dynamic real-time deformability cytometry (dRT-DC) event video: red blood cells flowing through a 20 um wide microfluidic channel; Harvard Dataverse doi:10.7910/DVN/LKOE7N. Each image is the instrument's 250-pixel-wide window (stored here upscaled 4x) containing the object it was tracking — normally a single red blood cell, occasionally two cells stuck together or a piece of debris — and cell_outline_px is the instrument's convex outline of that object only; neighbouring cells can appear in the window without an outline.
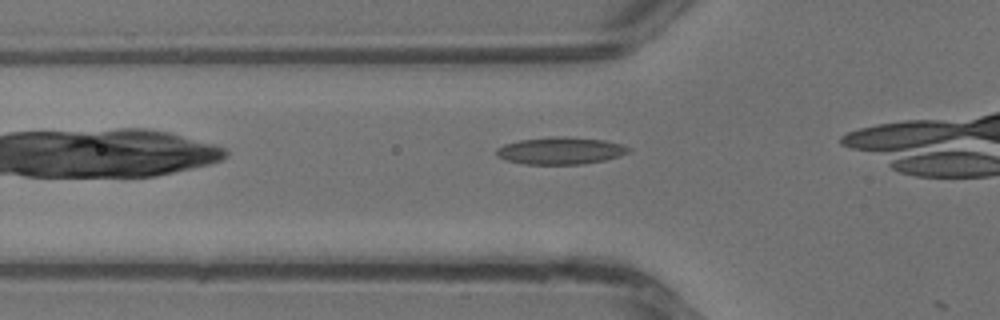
{"species": "common noctule bat (a hibernating species)", "species_latin": "Nyctalus noctula", "temperature_condition": "warm", "stored_images_in_passage": 3, "camera_frame_rate_fps": 3000, "um_per_image_px": 0.085, "animal": {"sex": "male", "body_mass_g": 13.3}, "frame": {"image": 1, "passage_image": 2, "time_ms": 0.333, "image_size_px": [1000, 320], "cell_outline_px": [[632, 148], [628, 152], [620, 156], [604, 160], [584, 164], [524, 164], [508, 160], [500, 156], [496, 152], [496, 148], [504, 144], [520, 140], [552, 136], [568, 136], [604, 140], [620, 144]], "centroid_in_image_um": [47.67, 12.8], "position_along_channel_um": 78.1, "area_um2": 20.87}}